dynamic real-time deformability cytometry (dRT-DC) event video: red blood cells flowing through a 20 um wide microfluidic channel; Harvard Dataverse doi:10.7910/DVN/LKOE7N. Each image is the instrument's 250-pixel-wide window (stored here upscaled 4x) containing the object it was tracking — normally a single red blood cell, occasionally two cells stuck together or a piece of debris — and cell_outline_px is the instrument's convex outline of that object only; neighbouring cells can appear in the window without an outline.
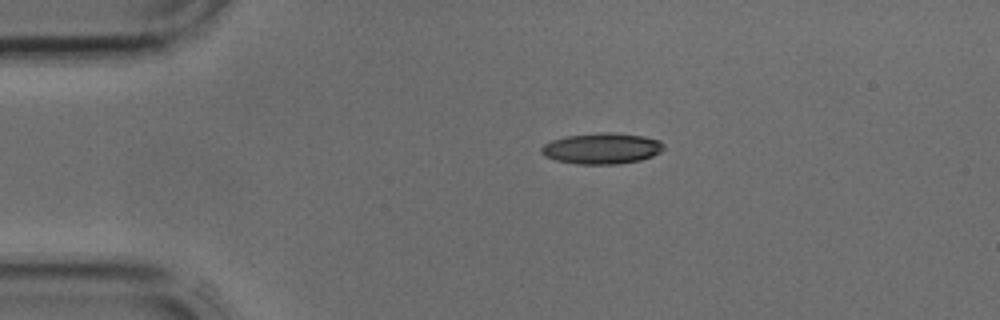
{"species": "common noctule bat (a hibernating species)", "species_latin": "Nyctalus noctula", "temperature_condition": "cold", "stored_images_in_passage": 2, "camera_frame_rate_fps": 3000, "um_per_image_px": 0.085, "animal": {"sex": "male", "body_mass_g": 17.9, "forearm_length_mm": 54.2}, "frame": {"image": 1, "passage_image": 1, "time_ms": 0.0, "image_size_px": [1000, 320], "cell_outline_px": [[664, 148], [660, 152], [652, 156], [640, 160], [616, 164], [576, 164], [556, 160], [544, 156], [540, 152], [540, 148], [544, 144], [552, 140], [564, 136], [604, 132], [612, 132], [644, 136], [660, 140], [664, 144]], "centroid_in_image_um": [51.14, 12.61], "position_along_channel_um": 33.9, "area_um2": 22.2}}